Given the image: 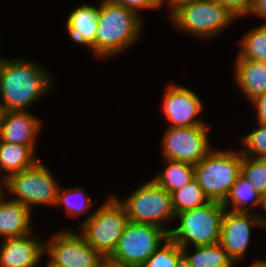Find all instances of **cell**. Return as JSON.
Returning a JSON list of instances; mask_svg holds the SVG:
<instances>
[{
  "label": "cell",
  "instance_id": "cell-1",
  "mask_svg": "<svg viewBox=\"0 0 266 267\" xmlns=\"http://www.w3.org/2000/svg\"><path fill=\"white\" fill-rule=\"evenodd\" d=\"M27 58H5L0 64V107L3 111H29L48 94L56 79L50 69ZM50 90V91H49ZM31 106V107H30Z\"/></svg>",
  "mask_w": 266,
  "mask_h": 267
},
{
  "label": "cell",
  "instance_id": "cell-2",
  "mask_svg": "<svg viewBox=\"0 0 266 267\" xmlns=\"http://www.w3.org/2000/svg\"><path fill=\"white\" fill-rule=\"evenodd\" d=\"M143 18L136 12L108 0L98 3V28L88 48L96 59H108L131 48L140 39Z\"/></svg>",
  "mask_w": 266,
  "mask_h": 267
},
{
  "label": "cell",
  "instance_id": "cell-3",
  "mask_svg": "<svg viewBox=\"0 0 266 267\" xmlns=\"http://www.w3.org/2000/svg\"><path fill=\"white\" fill-rule=\"evenodd\" d=\"M168 18L176 31L201 40L218 36L237 19L226 7L213 0H192L180 5Z\"/></svg>",
  "mask_w": 266,
  "mask_h": 267
},
{
  "label": "cell",
  "instance_id": "cell-4",
  "mask_svg": "<svg viewBox=\"0 0 266 267\" xmlns=\"http://www.w3.org/2000/svg\"><path fill=\"white\" fill-rule=\"evenodd\" d=\"M225 211L223 203L209 201L205 205L178 213L175 215L178 223L171 228L169 238L180 247L217 244Z\"/></svg>",
  "mask_w": 266,
  "mask_h": 267
},
{
  "label": "cell",
  "instance_id": "cell-5",
  "mask_svg": "<svg viewBox=\"0 0 266 267\" xmlns=\"http://www.w3.org/2000/svg\"><path fill=\"white\" fill-rule=\"evenodd\" d=\"M128 222L123 204L114 194H109L92 216L77 226V231L96 251L110 255L117 247Z\"/></svg>",
  "mask_w": 266,
  "mask_h": 267
},
{
  "label": "cell",
  "instance_id": "cell-6",
  "mask_svg": "<svg viewBox=\"0 0 266 267\" xmlns=\"http://www.w3.org/2000/svg\"><path fill=\"white\" fill-rule=\"evenodd\" d=\"M226 149L213 148L194 166L195 179L209 201L223 203L241 174L242 154Z\"/></svg>",
  "mask_w": 266,
  "mask_h": 267
},
{
  "label": "cell",
  "instance_id": "cell-7",
  "mask_svg": "<svg viewBox=\"0 0 266 267\" xmlns=\"http://www.w3.org/2000/svg\"><path fill=\"white\" fill-rule=\"evenodd\" d=\"M3 192L33 211L34 206H55L60 183L41 159L32 167L10 175Z\"/></svg>",
  "mask_w": 266,
  "mask_h": 267
},
{
  "label": "cell",
  "instance_id": "cell-8",
  "mask_svg": "<svg viewBox=\"0 0 266 267\" xmlns=\"http://www.w3.org/2000/svg\"><path fill=\"white\" fill-rule=\"evenodd\" d=\"M115 196L125 207L129 221L155 225L168 234L171 231L172 227H168V224L172 219L175 222L171 194L152 179L138 186L125 198Z\"/></svg>",
  "mask_w": 266,
  "mask_h": 267
},
{
  "label": "cell",
  "instance_id": "cell-9",
  "mask_svg": "<svg viewBox=\"0 0 266 267\" xmlns=\"http://www.w3.org/2000/svg\"><path fill=\"white\" fill-rule=\"evenodd\" d=\"M210 126L167 127L161 140L163 160L197 165L211 150Z\"/></svg>",
  "mask_w": 266,
  "mask_h": 267
},
{
  "label": "cell",
  "instance_id": "cell-10",
  "mask_svg": "<svg viewBox=\"0 0 266 267\" xmlns=\"http://www.w3.org/2000/svg\"><path fill=\"white\" fill-rule=\"evenodd\" d=\"M168 238L169 234L158 226L129 221L111 255L141 267Z\"/></svg>",
  "mask_w": 266,
  "mask_h": 267
},
{
  "label": "cell",
  "instance_id": "cell-11",
  "mask_svg": "<svg viewBox=\"0 0 266 267\" xmlns=\"http://www.w3.org/2000/svg\"><path fill=\"white\" fill-rule=\"evenodd\" d=\"M45 255L63 267H98L102 254L76 230L62 228L45 240Z\"/></svg>",
  "mask_w": 266,
  "mask_h": 267
},
{
  "label": "cell",
  "instance_id": "cell-12",
  "mask_svg": "<svg viewBox=\"0 0 266 267\" xmlns=\"http://www.w3.org/2000/svg\"><path fill=\"white\" fill-rule=\"evenodd\" d=\"M162 97L160 109L169 123L166 127L207 126L200 116L204 111L202 100L189 87L169 83Z\"/></svg>",
  "mask_w": 266,
  "mask_h": 267
},
{
  "label": "cell",
  "instance_id": "cell-13",
  "mask_svg": "<svg viewBox=\"0 0 266 267\" xmlns=\"http://www.w3.org/2000/svg\"><path fill=\"white\" fill-rule=\"evenodd\" d=\"M253 227L263 228L256 213L226 210L223 214L218 243L236 265L243 261L250 248Z\"/></svg>",
  "mask_w": 266,
  "mask_h": 267
},
{
  "label": "cell",
  "instance_id": "cell-14",
  "mask_svg": "<svg viewBox=\"0 0 266 267\" xmlns=\"http://www.w3.org/2000/svg\"><path fill=\"white\" fill-rule=\"evenodd\" d=\"M29 233L0 242V267H38L45 257V241Z\"/></svg>",
  "mask_w": 266,
  "mask_h": 267
},
{
  "label": "cell",
  "instance_id": "cell-15",
  "mask_svg": "<svg viewBox=\"0 0 266 267\" xmlns=\"http://www.w3.org/2000/svg\"><path fill=\"white\" fill-rule=\"evenodd\" d=\"M29 111H3L0 120V141L37 146L43 122Z\"/></svg>",
  "mask_w": 266,
  "mask_h": 267
},
{
  "label": "cell",
  "instance_id": "cell-16",
  "mask_svg": "<svg viewBox=\"0 0 266 267\" xmlns=\"http://www.w3.org/2000/svg\"><path fill=\"white\" fill-rule=\"evenodd\" d=\"M6 196V197H5ZM32 211L24 204L9 199L5 192L0 194V237H20L33 231Z\"/></svg>",
  "mask_w": 266,
  "mask_h": 267
},
{
  "label": "cell",
  "instance_id": "cell-17",
  "mask_svg": "<svg viewBox=\"0 0 266 267\" xmlns=\"http://www.w3.org/2000/svg\"><path fill=\"white\" fill-rule=\"evenodd\" d=\"M233 80L251 103L266 91V62L235 59Z\"/></svg>",
  "mask_w": 266,
  "mask_h": 267
},
{
  "label": "cell",
  "instance_id": "cell-18",
  "mask_svg": "<svg viewBox=\"0 0 266 267\" xmlns=\"http://www.w3.org/2000/svg\"><path fill=\"white\" fill-rule=\"evenodd\" d=\"M97 6L88 3L80 4L72 9L67 16L66 29L70 40L76 44L89 48L95 41L96 30L98 28Z\"/></svg>",
  "mask_w": 266,
  "mask_h": 267
},
{
  "label": "cell",
  "instance_id": "cell-19",
  "mask_svg": "<svg viewBox=\"0 0 266 267\" xmlns=\"http://www.w3.org/2000/svg\"><path fill=\"white\" fill-rule=\"evenodd\" d=\"M35 147L0 141V183L39 161Z\"/></svg>",
  "mask_w": 266,
  "mask_h": 267
},
{
  "label": "cell",
  "instance_id": "cell-20",
  "mask_svg": "<svg viewBox=\"0 0 266 267\" xmlns=\"http://www.w3.org/2000/svg\"><path fill=\"white\" fill-rule=\"evenodd\" d=\"M262 195L259 194L252 184L240 174L232 186L228 197L223 202L226 210L233 212L256 213L254 210L261 207ZM255 208V209H254Z\"/></svg>",
  "mask_w": 266,
  "mask_h": 267
},
{
  "label": "cell",
  "instance_id": "cell-21",
  "mask_svg": "<svg viewBox=\"0 0 266 267\" xmlns=\"http://www.w3.org/2000/svg\"><path fill=\"white\" fill-rule=\"evenodd\" d=\"M192 247H181V251L193 267H234L236 265L219 243Z\"/></svg>",
  "mask_w": 266,
  "mask_h": 267
},
{
  "label": "cell",
  "instance_id": "cell-22",
  "mask_svg": "<svg viewBox=\"0 0 266 267\" xmlns=\"http://www.w3.org/2000/svg\"><path fill=\"white\" fill-rule=\"evenodd\" d=\"M164 163L167 164L165 168L151 179L169 194L195 178L194 165L174 160H165Z\"/></svg>",
  "mask_w": 266,
  "mask_h": 267
},
{
  "label": "cell",
  "instance_id": "cell-23",
  "mask_svg": "<svg viewBox=\"0 0 266 267\" xmlns=\"http://www.w3.org/2000/svg\"><path fill=\"white\" fill-rule=\"evenodd\" d=\"M92 198L84 191L83 187H64L60 186L58 190L57 202L55 207L64 208L65 214L69 215L72 219H78V216H82L83 214H87L82 221H86L94 212L89 214V209L93 206ZM89 214V215H88Z\"/></svg>",
  "mask_w": 266,
  "mask_h": 267
},
{
  "label": "cell",
  "instance_id": "cell-24",
  "mask_svg": "<svg viewBox=\"0 0 266 267\" xmlns=\"http://www.w3.org/2000/svg\"><path fill=\"white\" fill-rule=\"evenodd\" d=\"M239 39L236 59L266 62V23L249 28Z\"/></svg>",
  "mask_w": 266,
  "mask_h": 267
},
{
  "label": "cell",
  "instance_id": "cell-25",
  "mask_svg": "<svg viewBox=\"0 0 266 267\" xmlns=\"http://www.w3.org/2000/svg\"><path fill=\"white\" fill-rule=\"evenodd\" d=\"M172 207L176 214L205 205L209 199L194 178L187 185L171 193Z\"/></svg>",
  "mask_w": 266,
  "mask_h": 267
},
{
  "label": "cell",
  "instance_id": "cell-26",
  "mask_svg": "<svg viewBox=\"0 0 266 267\" xmlns=\"http://www.w3.org/2000/svg\"><path fill=\"white\" fill-rule=\"evenodd\" d=\"M258 128L253 127L251 132L240 137L242 156L266 159V124L256 122Z\"/></svg>",
  "mask_w": 266,
  "mask_h": 267
},
{
  "label": "cell",
  "instance_id": "cell-27",
  "mask_svg": "<svg viewBox=\"0 0 266 267\" xmlns=\"http://www.w3.org/2000/svg\"><path fill=\"white\" fill-rule=\"evenodd\" d=\"M241 174L259 194H265L266 159L242 156Z\"/></svg>",
  "mask_w": 266,
  "mask_h": 267
},
{
  "label": "cell",
  "instance_id": "cell-28",
  "mask_svg": "<svg viewBox=\"0 0 266 267\" xmlns=\"http://www.w3.org/2000/svg\"><path fill=\"white\" fill-rule=\"evenodd\" d=\"M181 256V247L168 238L141 267H176Z\"/></svg>",
  "mask_w": 266,
  "mask_h": 267
},
{
  "label": "cell",
  "instance_id": "cell-29",
  "mask_svg": "<svg viewBox=\"0 0 266 267\" xmlns=\"http://www.w3.org/2000/svg\"><path fill=\"white\" fill-rule=\"evenodd\" d=\"M226 7L237 18L247 17L252 9L253 0H213Z\"/></svg>",
  "mask_w": 266,
  "mask_h": 267
},
{
  "label": "cell",
  "instance_id": "cell-30",
  "mask_svg": "<svg viewBox=\"0 0 266 267\" xmlns=\"http://www.w3.org/2000/svg\"><path fill=\"white\" fill-rule=\"evenodd\" d=\"M110 2L122 5L134 12L143 18L140 14V11L152 10L156 11L159 9L158 0H108Z\"/></svg>",
  "mask_w": 266,
  "mask_h": 267
},
{
  "label": "cell",
  "instance_id": "cell-31",
  "mask_svg": "<svg viewBox=\"0 0 266 267\" xmlns=\"http://www.w3.org/2000/svg\"><path fill=\"white\" fill-rule=\"evenodd\" d=\"M256 112V122L266 124V91L251 102Z\"/></svg>",
  "mask_w": 266,
  "mask_h": 267
},
{
  "label": "cell",
  "instance_id": "cell-32",
  "mask_svg": "<svg viewBox=\"0 0 266 267\" xmlns=\"http://www.w3.org/2000/svg\"><path fill=\"white\" fill-rule=\"evenodd\" d=\"M98 267H136V266L126 263L123 260L117 259L110 254L101 256Z\"/></svg>",
  "mask_w": 266,
  "mask_h": 267
},
{
  "label": "cell",
  "instance_id": "cell-33",
  "mask_svg": "<svg viewBox=\"0 0 266 267\" xmlns=\"http://www.w3.org/2000/svg\"><path fill=\"white\" fill-rule=\"evenodd\" d=\"M259 17L266 23V0H253L252 9L249 16Z\"/></svg>",
  "mask_w": 266,
  "mask_h": 267
},
{
  "label": "cell",
  "instance_id": "cell-34",
  "mask_svg": "<svg viewBox=\"0 0 266 267\" xmlns=\"http://www.w3.org/2000/svg\"><path fill=\"white\" fill-rule=\"evenodd\" d=\"M192 0H158V6H159V9L161 7L164 6H167V10L169 12L168 15L166 17H168L172 12H174L180 5H183L185 3H189L191 2Z\"/></svg>",
  "mask_w": 266,
  "mask_h": 267
},
{
  "label": "cell",
  "instance_id": "cell-35",
  "mask_svg": "<svg viewBox=\"0 0 266 267\" xmlns=\"http://www.w3.org/2000/svg\"><path fill=\"white\" fill-rule=\"evenodd\" d=\"M260 210L262 209L263 212L262 213H265L266 214V194H264L262 196V202H261V207L259 208ZM261 211H260V214L258 212V216L260 218V221L263 225V229L266 230V216L262 215Z\"/></svg>",
  "mask_w": 266,
  "mask_h": 267
},
{
  "label": "cell",
  "instance_id": "cell-36",
  "mask_svg": "<svg viewBox=\"0 0 266 267\" xmlns=\"http://www.w3.org/2000/svg\"><path fill=\"white\" fill-rule=\"evenodd\" d=\"M246 267H266V259H261V258H257L255 260L253 259L252 263H250V265Z\"/></svg>",
  "mask_w": 266,
  "mask_h": 267
},
{
  "label": "cell",
  "instance_id": "cell-37",
  "mask_svg": "<svg viewBox=\"0 0 266 267\" xmlns=\"http://www.w3.org/2000/svg\"><path fill=\"white\" fill-rule=\"evenodd\" d=\"M176 267H193L186 258L182 255L178 260Z\"/></svg>",
  "mask_w": 266,
  "mask_h": 267
},
{
  "label": "cell",
  "instance_id": "cell-38",
  "mask_svg": "<svg viewBox=\"0 0 266 267\" xmlns=\"http://www.w3.org/2000/svg\"><path fill=\"white\" fill-rule=\"evenodd\" d=\"M44 264H45V266H43V267H63V266H60V265H57V264H53L48 258H47V261Z\"/></svg>",
  "mask_w": 266,
  "mask_h": 267
},
{
  "label": "cell",
  "instance_id": "cell-39",
  "mask_svg": "<svg viewBox=\"0 0 266 267\" xmlns=\"http://www.w3.org/2000/svg\"><path fill=\"white\" fill-rule=\"evenodd\" d=\"M3 59H4V56H2L1 53H0V64H1V62H2Z\"/></svg>",
  "mask_w": 266,
  "mask_h": 267
},
{
  "label": "cell",
  "instance_id": "cell-40",
  "mask_svg": "<svg viewBox=\"0 0 266 267\" xmlns=\"http://www.w3.org/2000/svg\"><path fill=\"white\" fill-rule=\"evenodd\" d=\"M3 192V186L2 184L0 183V194Z\"/></svg>",
  "mask_w": 266,
  "mask_h": 267
},
{
  "label": "cell",
  "instance_id": "cell-41",
  "mask_svg": "<svg viewBox=\"0 0 266 267\" xmlns=\"http://www.w3.org/2000/svg\"><path fill=\"white\" fill-rule=\"evenodd\" d=\"M2 112H3V110H2V108L0 107V120H1Z\"/></svg>",
  "mask_w": 266,
  "mask_h": 267
}]
</instances>
